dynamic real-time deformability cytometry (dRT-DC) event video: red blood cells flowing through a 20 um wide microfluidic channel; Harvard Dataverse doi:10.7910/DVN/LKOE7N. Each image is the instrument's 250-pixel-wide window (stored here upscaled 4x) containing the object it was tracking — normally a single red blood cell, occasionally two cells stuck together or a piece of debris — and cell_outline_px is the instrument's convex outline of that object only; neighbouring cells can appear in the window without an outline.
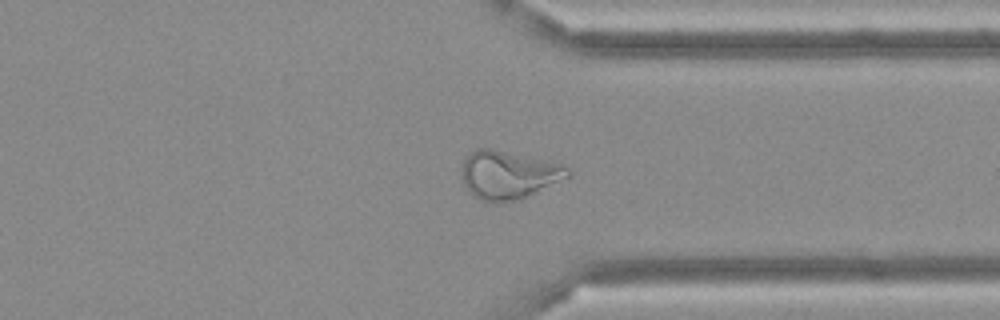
{"species": "Egyptian fruit bat (a non-hibernating species)", "species_latin": "Rousettus aegyptiacus", "temperature_condition": "cold", "stored_images_in_passage": 50, "camera_frame_rate_fps": 3000, "um_per_image_px": 0.085, "frame": {"image": 1, "passage_image": 38, "time_ms": 12.333, "image_size_px": [1000, 320], "cell_outline_px": [[572, 176], [516, 200], [480, 200], [472, 196], [468, 192], [464, 184], [464, 160], [476, 148], [492, 148], [548, 160], [564, 164], [572, 172]], "centroid_in_image_um": [43.27, 14.83], "position_along_channel_um": 368.1, "area_um2": 29.36}}
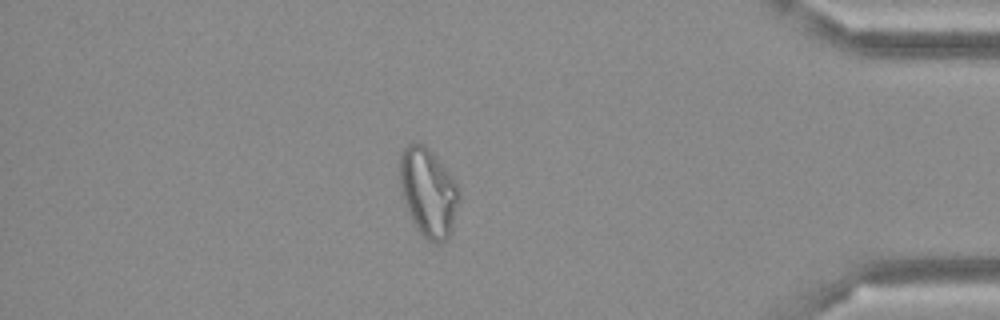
{"frame": {"image": 2, "passage_image": 43, "time_ms": 14.0, "image_size_px": [1000, 320], "cell_outline_px": [[460, 200], [452, 232], [448, 240], [440, 244], [432, 244], [420, 236], [404, 204], [400, 188], [400, 152], [408, 144], [424, 144], [440, 160], [456, 180], [460, 188]], "centroid_in_image_um": [36.44, 16.41], "position_along_channel_um": 398.8, "area_um2": 31.56}}
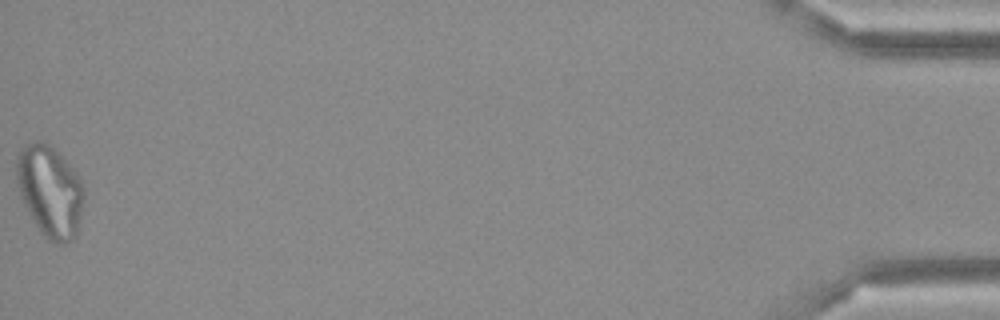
{"frame": {"image": 3, "passage_image": 50, "time_ms": 16.333, "image_size_px": [1000, 320], "cell_outline_px": [[84, 200], [76, 236], [68, 244], [56, 244], [48, 240], [40, 232], [24, 204], [20, 196], [16, 180], [16, 160], [20, 152], [28, 144], [36, 140], [44, 140], [76, 172], [84, 188]], "centroid_in_image_um": [4.25, 16.3], "position_along_channel_um": 431.0, "area_um2": 35.84}}